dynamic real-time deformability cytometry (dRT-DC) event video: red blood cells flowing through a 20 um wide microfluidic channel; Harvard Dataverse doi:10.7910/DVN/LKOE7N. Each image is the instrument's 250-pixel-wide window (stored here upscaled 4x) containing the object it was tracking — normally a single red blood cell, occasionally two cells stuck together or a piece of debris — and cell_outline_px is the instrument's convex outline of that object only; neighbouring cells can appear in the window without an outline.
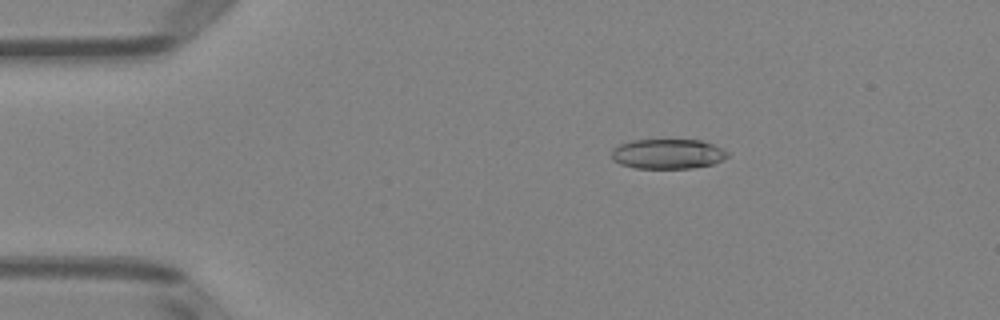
{"species": "Egyptian fruit bat (a non-hibernating species)", "species_latin": "Rousettus aegyptiacus", "temperature_condition": "room temperature", "stored_images_in_passage": 48, "camera_frame_rate_fps": 3000, "um_per_image_px": 0.085, "animal": {"sex": "female"}, "frame": {"image": 1, "passage_image": 6, "time_ms": 1.667, "image_size_px": [1000, 320], "cell_outline_px": [[728, 156], [712, 164], [692, 168], [636, 168], [620, 164], [612, 160], [612, 148], [620, 144], [632, 140], [700, 140], [712, 144], [728, 152]], "centroid_in_image_um": [56.71, 13.08], "position_along_channel_um": 28.3, "area_um2": 20.06}}
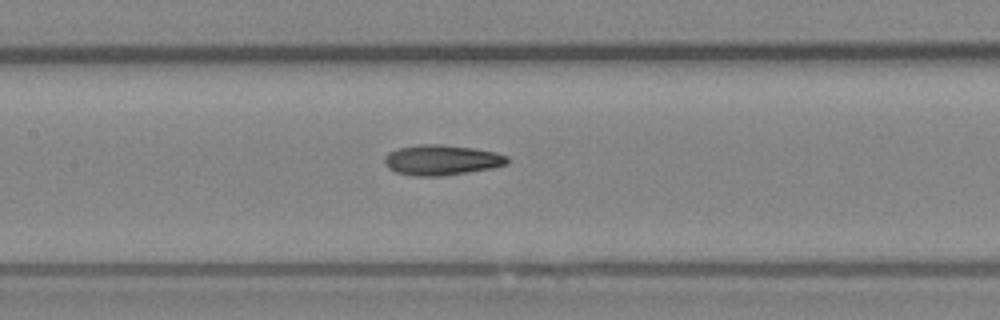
{"frame": {"image": 2, "passage_image": 21, "time_ms": 6.667, "image_size_px": [1000, 320], "cell_outline_px": [[508, 164], [492, 168], [468, 172], [440, 176], [416, 176], [396, 172], [388, 168], [384, 164], [384, 156], [388, 152], [400, 148], [420, 144], [440, 144], [472, 148], [496, 152], [508, 156]], "centroid_in_image_um": [37.53, 13.6], "position_along_channel_um": 169.9, "area_um2": 21.68}}
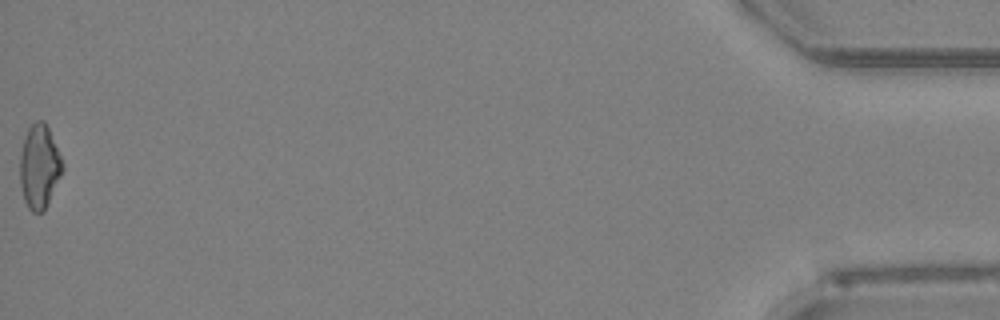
{"frame": {"image": 3, "passage_image": 48, "time_ms": 15.667, "image_size_px": [1000, 320], "cell_outline_px": [[64, 168], [44, 212], [32, 212], [28, 208], [24, 200], [20, 184], [20, 156], [24, 140], [28, 128], [36, 120], [44, 120], [48, 128], [64, 164]], "centroid_in_image_um": [3.34, 14.18], "position_along_channel_um": 431.9, "area_um2": 20.63}, "authors_computed_cell_mechanics": {"area_um2": 20.7213, "velocity_mm_per_s": 4.0219, "shape_relaxation_time_tau1_ms": null, "shape_relaxation_time_tau2_ms": 5.4586, "deformation_change_tau1": null, "deformation_change_tau2": 0.1461}}